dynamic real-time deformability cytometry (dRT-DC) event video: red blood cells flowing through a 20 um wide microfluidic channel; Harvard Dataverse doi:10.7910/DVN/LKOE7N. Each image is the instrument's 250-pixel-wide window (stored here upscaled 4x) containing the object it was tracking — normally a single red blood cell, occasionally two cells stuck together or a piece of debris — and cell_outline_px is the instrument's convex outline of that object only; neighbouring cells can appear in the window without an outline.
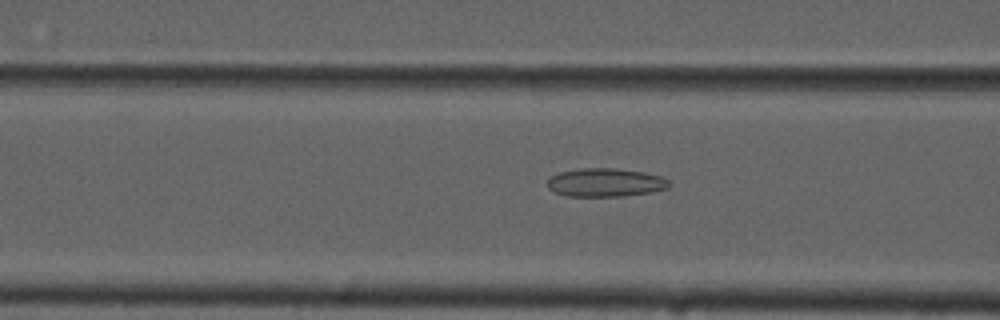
{"species": "common noctule bat (a hibernating species)", "species_latin": "Nyctalus noctula", "temperature_condition": "cold", "stored_images_in_passage": 42, "camera_frame_rate_fps": 3000, "um_per_image_px": 0.085, "animal": {"sex": "male", "forearm_length_mm": 52.5}, "frame": {"image": 1, "passage_image": 9, "time_ms": 2.667, "image_size_px": [1000, 320], "cell_outline_px": [[672, 184], [668, 188], [652, 192], [624, 196], [568, 196], [552, 192], [548, 188], [548, 180], [552, 176], [560, 172], [580, 168], [616, 168], [644, 172], [660, 176], [668, 180]], "centroid_in_image_um": [51.47, 15.51], "position_along_channel_um": 115.1, "area_um2": 20.29}}
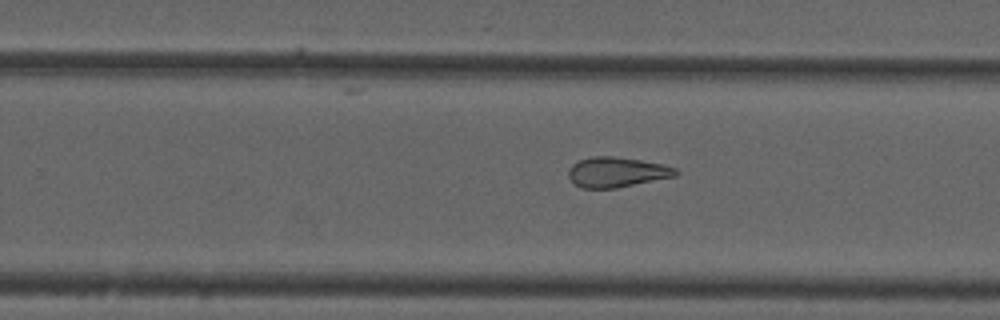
{"frame": {"image": 2, "passage_image": 22, "time_ms": 7.0, "image_size_px": [1000, 320], "cell_outline_px": [[680, 172], [676, 176], [616, 188], [580, 188], [568, 176], [568, 168], [572, 164], [580, 160], [592, 156], [612, 156], [640, 160], [660, 164], [676, 168]], "centroid_in_image_um": [52.41, 14.63], "position_along_channel_um": 277.4, "area_um2": 18.73}}
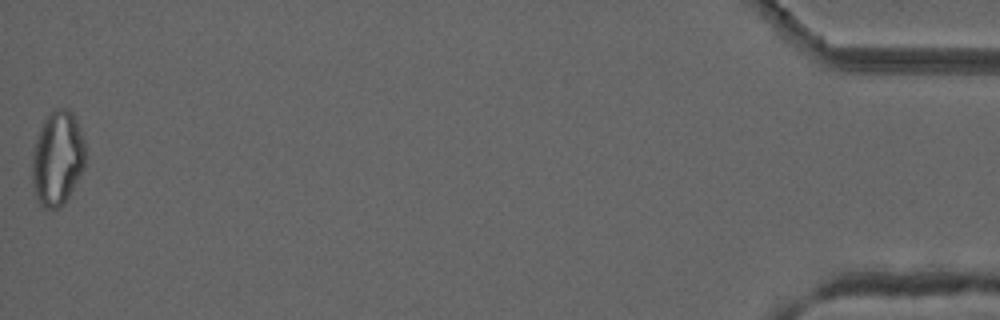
{"frame": {"image": 3, "passage_image": 42, "time_ms": 13.667, "image_size_px": [1000, 320], "cell_outline_px": [[84, 164], [64, 204], [60, 208], [44, 208], [36, 200], [32, 180], [32, 152], [40, 128], [44, 120], [56, 108], [68, 108], [72, 112], [76, 120], [84, 140]], "centroid_in_image_um": [4.85, 13.46], "position_along_channel_um": 430.4, "area_um2": 28.9}, "authors_computed_cell_mechanics": {"area_um2": 20.2589, "velocity_mm_per_s": 3.7451, "shape_relaxation_time_tau1_ms": null, "shape_relaxation_time_tau2_ms": 3.3221, "deformation_change_tau1": null, "deformation_change_tau2": 0.1197}}